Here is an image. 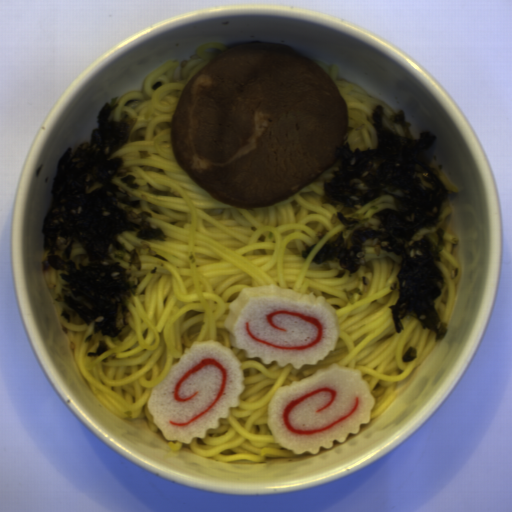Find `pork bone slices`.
<instances>
[{"label":"pork bone slices","instance_id":"d1f655de","mask_svg":"<svg viewBox=\"0 0 512 512\" xmlns=\"http://www.w3.org/2000/svg\"><path fill=\"white\" fill-rule=\"evenodd\" d=\"M347 103L292 46L223 50L189 80L170 120L179 167L216 200L268 207L305 188L346 142Z\"/></svg>","mask_w":512,"mask_h":512}]
</instances>
